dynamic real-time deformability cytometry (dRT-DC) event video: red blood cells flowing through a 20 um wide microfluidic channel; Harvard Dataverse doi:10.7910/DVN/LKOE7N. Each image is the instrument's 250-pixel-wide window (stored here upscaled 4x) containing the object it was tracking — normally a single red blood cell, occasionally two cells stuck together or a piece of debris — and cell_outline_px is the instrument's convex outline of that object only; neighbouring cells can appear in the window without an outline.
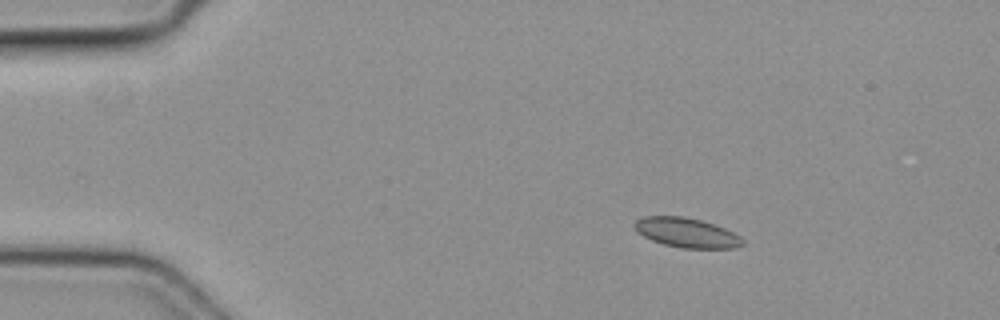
{"species": "common noctule bat (a hibernating species)", "species_latin": "Nyctalus noctula", "temperature_condition": "cold", "stored_images_in_passage": 3, "camera_frame_rate_fps": 3000, "um_per_image_px": 0.085, "animal": {"sex": "female", "body_mass_g": 19.3, "forearm_length_mm": 54.1}, "frame": {"image": 1, "passage_image": 1, "time_ms": 0.0, "image_size_px": [1000, 320], "cell_outline_px": [[744, 244], [736, 248], [680, 248], [664, 244], [652, 240], [636, 232], [632, 224], [636, 220], [644, 216], [684, 216], [700, 220], [724, 228], [740, 236], [744, 240]], "centroid_in_image_um": [58.34, 19.78], "position_along_channel_um": 26.7, "area_um2": 18.67}}
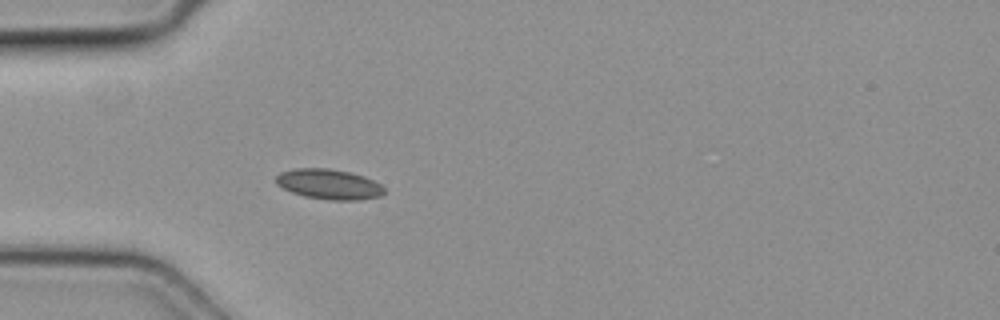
{"frame": {"image": 2, "passage_image": 3, "time_ms": 0.667, "image_size_px": [1000, 320], "cell_outline_px": [[384, 192], [380, 196], [360, 200], [328, 200], [304, 196], [292, 192], [276, 184], [276, 176], [280, 172], [296, 168], [328, 168], [352, 172], [364, 176], [380, 184], [384, 188]], "centroid_in_image_um": [27.96, 15.65], "position_along_channel_um": 57.0, "area_um2": 19.07}}